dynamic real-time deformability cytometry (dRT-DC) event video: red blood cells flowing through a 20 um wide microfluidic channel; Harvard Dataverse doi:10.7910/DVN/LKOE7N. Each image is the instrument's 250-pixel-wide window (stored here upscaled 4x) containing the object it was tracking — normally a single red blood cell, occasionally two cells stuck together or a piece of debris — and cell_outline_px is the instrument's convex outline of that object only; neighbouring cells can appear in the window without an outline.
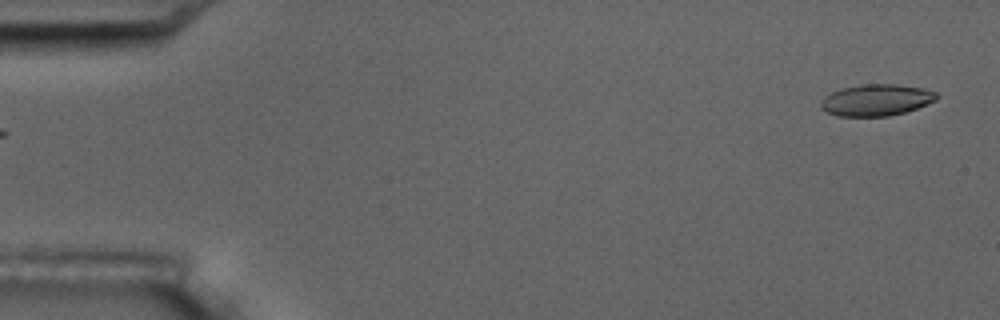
{"species": "common noctule bat (a hibernating species)", "species_latin": "Nyctalus noctula", "temperature_condition": "room temperature", "stored_images_in_passage": 2, "segment_of_instrument_passage": [2, 2], "camera_frame_rate_fps": 3000, "um_per_image_px": 0.085, "animal": {"sex": "male", "body_mass_g": 17.5, "forearm_length_mm": 52.3}, "frame": {"image": 1, "passage_image": 2, "time_ms": 1.0, "image_size_px": [1000, 320], "cell_outline_px": [[940, 96], [936, 100], [916, 108], [904, 112], [888, 116], [836, 116], [820, 108], [820, 100], [824, 96], [840, 88], [860, 84], [896, 84], [924, 88], [936, 92]], "centroid_in_image_um": [74.46, 8.49], "position_along_channel_um": 10.5, "area_um2": 21.44}}